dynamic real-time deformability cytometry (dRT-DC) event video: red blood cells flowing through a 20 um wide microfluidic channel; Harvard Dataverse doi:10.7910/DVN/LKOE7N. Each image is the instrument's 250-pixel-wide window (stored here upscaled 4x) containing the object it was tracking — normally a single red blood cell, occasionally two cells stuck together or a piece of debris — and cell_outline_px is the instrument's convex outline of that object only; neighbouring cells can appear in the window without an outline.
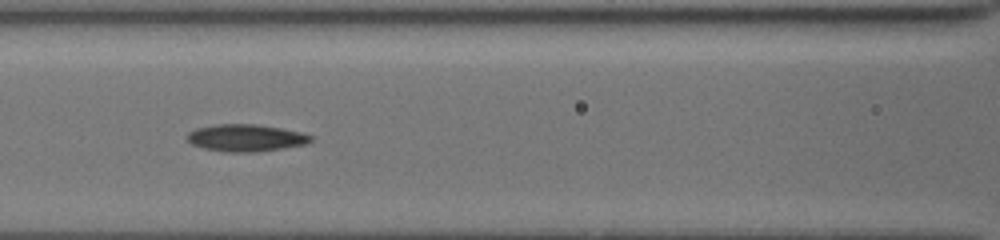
{"species": "common noctule bat (a hibernating species)", "species_latin": "Nyctalus noctula", "temperature_condition": "cold", "stored_images_in_passage": 14, "camera_frame_rate_fps": 3000, "um_per_image_px": 0.085, "animal": {"sex": "female", "body_mass_g": 19.5, "forearm_length_mm": 54.1}, "frame": {"image": 1, "passage_image": 10, "time_ms": 3.0, "image_size_px": [1000, 240], "cell_outline_px": [[312, 140], [308, 144], [260, 152], [224, 152], [204, 148], [192, 144], [188, 140], [188, 132], [196, 128], [216, 124], [256, 124], [280, 128], [300, 132], [312, 136]], "centroid_in_image_um": [20.91, 11.72], "position_along_channel_um": 145.7, "area_um2": 19.59}}
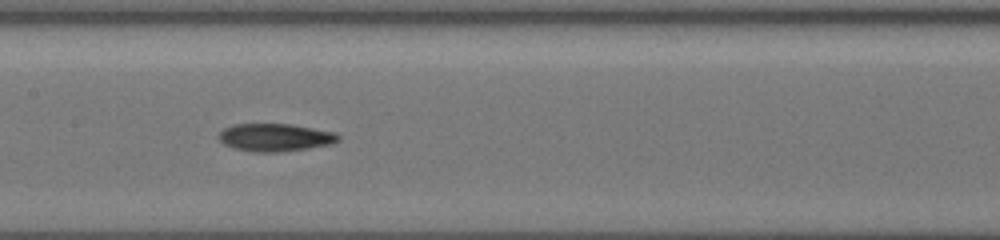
{"frame": {"image": 2, "passage_image": 13, "time_ms": 4.0, "image_size_px": [1000, 240], "cell_outline_px": [[340, 140], [332, 144], [308, 148], [280, 152], [252, 152], [236, 148], [224, 144], [216, 136], [224, 128], [232, 124], [288, 124], [336, 132], [340, 136]], "centroid_in_image_um": [23.39, 11.68], "position_along_channel_um": 184.0, "area_um2": 19.36}}